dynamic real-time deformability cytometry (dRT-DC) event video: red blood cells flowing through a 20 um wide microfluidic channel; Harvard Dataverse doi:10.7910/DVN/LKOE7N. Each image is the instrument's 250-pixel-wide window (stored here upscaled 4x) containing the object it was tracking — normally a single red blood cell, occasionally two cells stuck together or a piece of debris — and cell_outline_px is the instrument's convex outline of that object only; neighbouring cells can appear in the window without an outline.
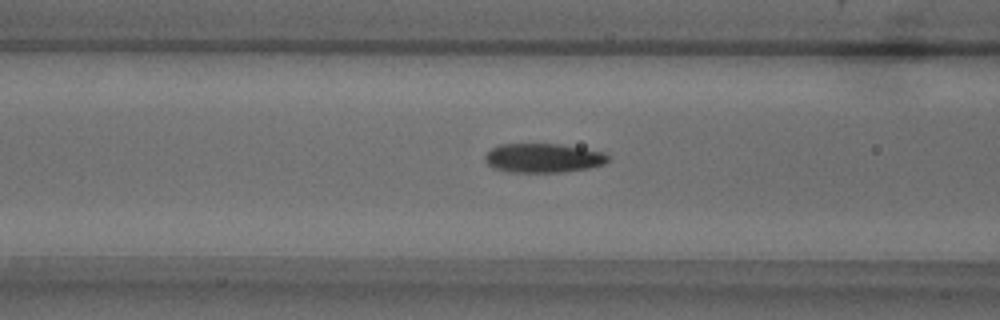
{"species": "common noctule bat (a hibernating species)", "species_latin": "Nyctalus noctula", "temperature_condition": "warm", "stored_images_in_passage": 39, "camera_frame_rate_fps": 3000, "um_per_image_px": 0.085, "animal": {"sex": "male", "body_mass_g": 18.8}, "frame": {"image": 1, "passage_image": 7, "time_ms": 2.0, "image_size_px": [1000, 320], "cell_outline_px": [[608, 160], [604, 164], [588, 168], [564, 172], [508, 172], [492, 168], [484, 160], [484, 156], [492, 148], [500, 144], [560, 144], [604, 152], [608, 156]], "centroid_in_image_um": [46.14, 13.43], "position_along_channel_um": 120.5, "area_um2": 20.92}}
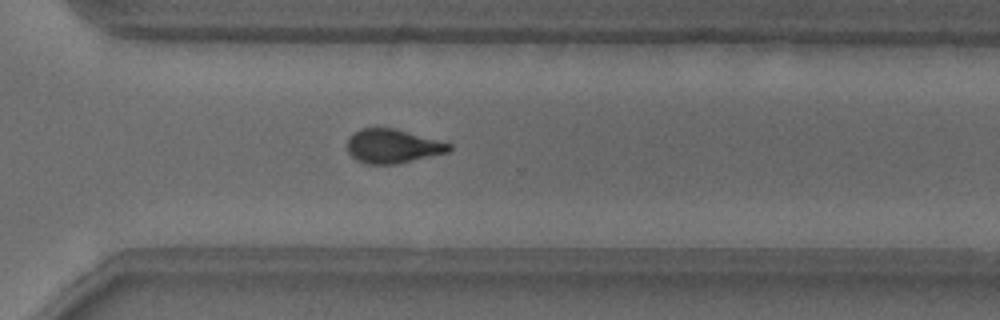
{"frame": {"image": 2, "passage_image": 24, "time_ms": 7.667, "image_size_px": [1000, 320], "cell_outline_px": [[452, 148], [448, 152], [396, 164], [368, 164], [356, 160], [348, 152], [348, 140], [360, 128], [396, 128], [452, 144]], "centroid_in_image_um": [33.39, 12.42], "position_along_channel_um": 337.2, "area_um2": 20.0}}
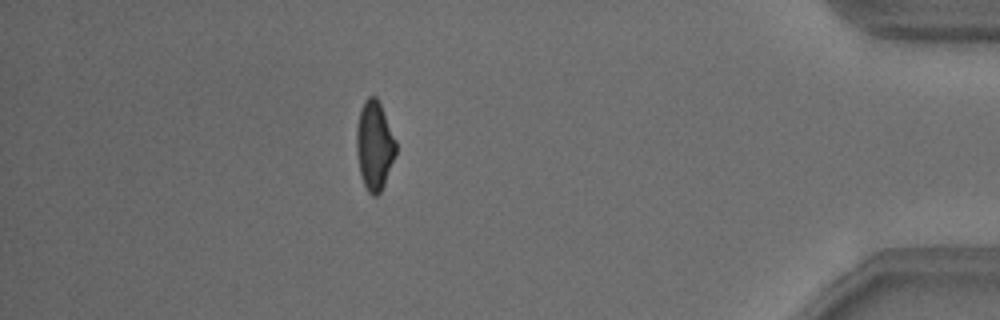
{"frame": {"image": 3, "passage_image": 33, "time_ms": 10.667, "image_size_px": [1000, 320], "cell_outline_px": [[396, 156], [384, 184], [380, 192], [376, 196], [372, 196], [368, 192], [360, 176], [356, 148], [356, 128], [360, 112], [364, 100], [368, 96], [376, 96], [380, 104], [396, 140]], "centroid_in_image_um": [31.82, 12.39], "position_along_channel_um": 403.4, "area_um2": 20.46}, "authors_computed_cell_mechanics": {"area_um2": 21.097, "velocity_mm_per_s": 3.8269, "shape_relaxation_time_tau1_ms": 3.8799, "shape_relaxation_time_tau2_ms": 2.0003, "deformation_change_tau1": 0.1578, "deformation_change_tau2": 0.0744}}